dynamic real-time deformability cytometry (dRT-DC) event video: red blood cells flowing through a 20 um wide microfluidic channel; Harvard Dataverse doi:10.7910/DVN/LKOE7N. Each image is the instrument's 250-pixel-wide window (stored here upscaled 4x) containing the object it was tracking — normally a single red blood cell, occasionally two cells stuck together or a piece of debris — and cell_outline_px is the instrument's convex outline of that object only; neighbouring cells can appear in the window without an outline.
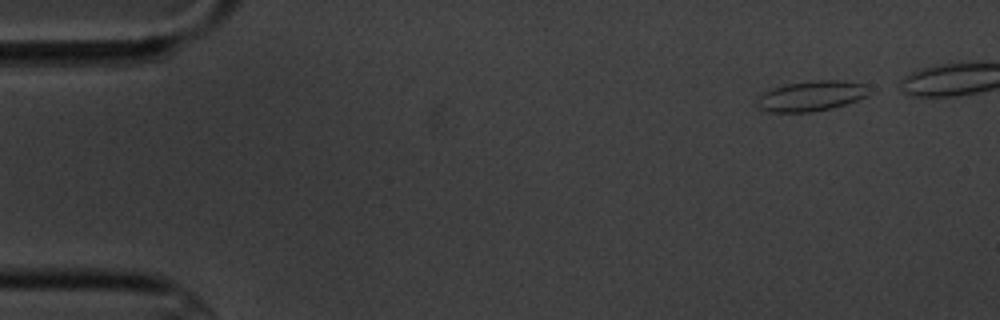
{"species": "common noctule bat (a hibernating species)", "species_latin": "Nyctalus noctula", "temperature_condition": "cold", "stored_images_in_passage": 5, "camera_frame_rate_fps": 3000, "um_per_image_px": 0.085, "animal": {"sex": "male", "body_mass_g": 20.1, "forearm_length_mm": 53.5}, "frame": {"image": 1, "passage_image": 1, "time_ms": 0.0, "image_size_px": [1000, 320], "cell_outline_px": [[872, 92], [868, 96], [844, 104], [812, 112], [768, 112], [760, 108], [756, 104], [756, 100], [764, 92], [772, 88], [784, 84], [812, 80], [844, 80], [864, 84]], "centroid_in_image_um": [68.95, 8.14], "position_along_channel_um": 16.0, "area_um2": 19.83}}